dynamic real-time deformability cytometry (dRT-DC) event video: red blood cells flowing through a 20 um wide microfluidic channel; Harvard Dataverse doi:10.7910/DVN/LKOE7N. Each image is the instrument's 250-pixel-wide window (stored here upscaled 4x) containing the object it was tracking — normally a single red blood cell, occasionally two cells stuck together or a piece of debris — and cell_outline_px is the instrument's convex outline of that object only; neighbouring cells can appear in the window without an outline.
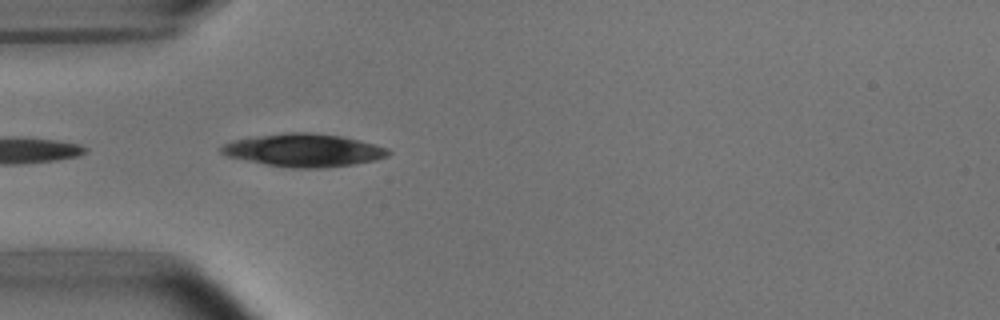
{"species": "common noctule bat (a hibernating species)", "species_latin": "Nyctalus noctula", "temperature_condition": "room temperature", "stored_images_in_passage": 2, "camera_frame_rate_fps": 3000, "um_per_image_px": 0.085, "animal": {"sex": "male", "body_mass_g": 15.6}, "frame": {"image": 1, "passage_image": 2, "time_ms": 1.0, "image_size_px": [1000, 320], "cell_outline_px": [[392, 152], [388, 156], [376, 160], [352, 164], [324, 168], [292, 168], [268, 164], [228, 156], [220, 152], [216, 148], [232, 140], [256, 136], [288, 132], [312, 132], [340, 136], [360, 140], [376, 144], [388, 148]], "centroid_in_image_um": [25.84, 12.76], "position_along_channel_um": 59.2, "area_um2": 32.02}}